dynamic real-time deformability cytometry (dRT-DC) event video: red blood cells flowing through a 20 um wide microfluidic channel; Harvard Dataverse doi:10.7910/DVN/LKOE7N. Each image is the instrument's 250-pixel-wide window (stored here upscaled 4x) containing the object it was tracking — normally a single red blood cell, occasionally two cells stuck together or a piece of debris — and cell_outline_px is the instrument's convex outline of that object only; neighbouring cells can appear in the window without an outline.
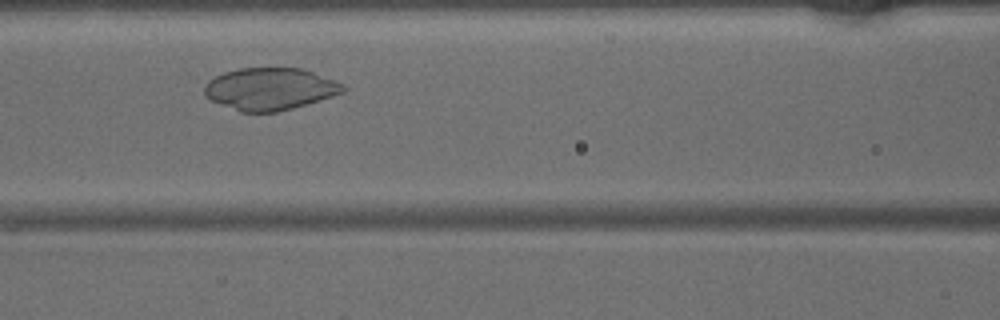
{"species": "common noctule bat (a hibernating species)", "species_latin": "Nyctalus noctula", "temperature_condition": "warm", "stored_images_in_passage": 29, "camera_frame_rate_fps": 3000, "um_per_image_px": 0.085, "animal": {"sex": "male", "body_mass_g": 15.6}, "frame": {"image": 1, "passage_image": 10, "time_ms": 3.0, "image_size_px": [1000, 320], "cell_outline_px": [[348, 88], [344, 92], [332, 96], [292, 108], [276, 112], [240, 112], [220, 104], [204, 96], [204, 84], [208, 80], [224, 72], [240, 68], [304, 68], [344, 84]], "centroid_in_image_um": [22.94, 7.55], "position_along_channel_um": 143.7, "area_um2": 34.1}}
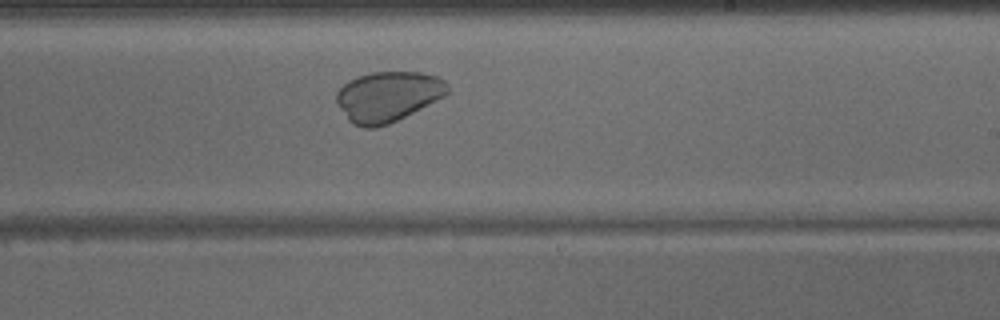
{"frame": {"image": 2, "passage_image": 18, "time_ms": 5.667, "image_size_px": [1000, 320], "cell_outline_px": [[448, 92], [444, 96], [388, 124], [376, 128], [364, 128], [352, 124], [348, 120], [336, 104], [336, 92], [348, 80], [372, 72], [420, 72], [436, 76], [444, 80], [448, 84]], "centroid_in_image_um": [32.93, 8.2], "position_along_channel_um": 256.1, "area_um2": 32.37}}
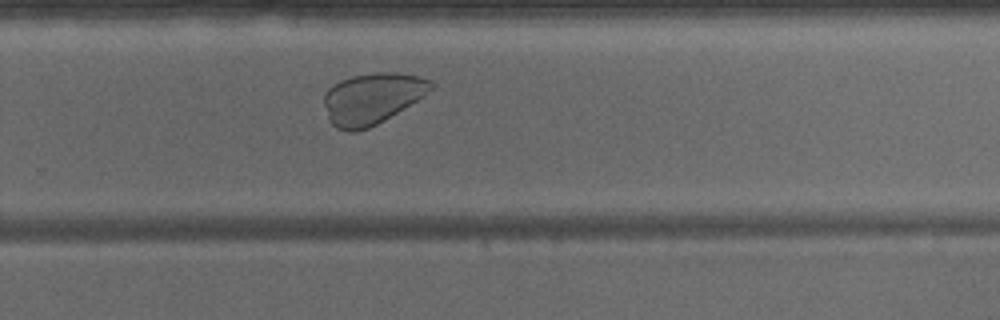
{"frame": {"image": 3, "passage_image": 21, "time_ms": 6.667, "image_size_px": [1000, 320], "cell_outline_px": [[436, 88], [424, 96], [384, 120], [368, 128], [356, 132], [348, 132], [336, 128], [328, 120], [324, 104], [324, 92], [332, 84], [340, 80], [352, 76], [376, 72], [396, 72], [420, 76], [432, 80], [436, 84]], "centroid_in_image_um": [31.64, 8.36], "position_along_channel_um": 298.2, "area_um2": 32.31}}